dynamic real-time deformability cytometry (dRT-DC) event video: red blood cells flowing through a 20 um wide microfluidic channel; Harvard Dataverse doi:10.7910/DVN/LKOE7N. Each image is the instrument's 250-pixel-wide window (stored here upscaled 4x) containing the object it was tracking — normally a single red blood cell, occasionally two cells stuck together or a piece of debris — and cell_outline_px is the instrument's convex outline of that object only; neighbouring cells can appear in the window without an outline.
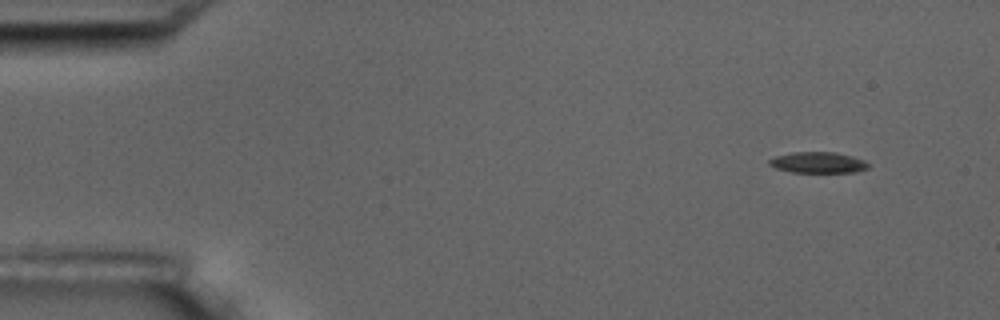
{"species": "common noctule bat (a hibernating species)", "species_latin": "Nyctalus noctula", "temperature_condition": "room temperature", "stored_images_in_passage": 5, "camera_frame_rate_fps": 3000, "um_per_image_px": 0.085, "animal": {"sex": "male", "body_mass_g": 17.5, "forearm_length_mm": 52.3}, "frame": {"image": 1, "passage_image": 1, "time_ms": 0.0, "image_size_px": [1000, 320], "cell_outline_px": [[868, 168], [856, 172], [792, 172], [776, 168], [768, 164], [768, 160], [772, 156], [792, 152], [836, 152], [852, 156], [864, 160], [868, 164]], "centroid_in_image_um": [69.49, 13.8], "position_along_channel_um": 15.5, "area_um2": 12.2}}
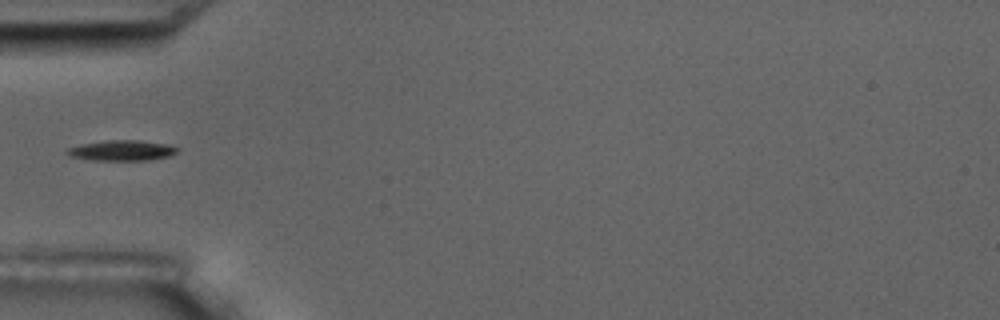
{"frame": {"image": 2, "passage_image": 5, "time_ms": 4.667, "image_size_px": [1000, 320], "cell_outline_px": [[180, 148], [176, 152], [168, 156], [148, 160], [92, 160], [68, 156], [64, 152], [64, 148], [80, 144], [108, 140], [140, 140], [164, 144]], "centroid_in_image_um": [10.25, 12.79], "position_along_channel_um": 74.7, "area_um2": 13.18}}